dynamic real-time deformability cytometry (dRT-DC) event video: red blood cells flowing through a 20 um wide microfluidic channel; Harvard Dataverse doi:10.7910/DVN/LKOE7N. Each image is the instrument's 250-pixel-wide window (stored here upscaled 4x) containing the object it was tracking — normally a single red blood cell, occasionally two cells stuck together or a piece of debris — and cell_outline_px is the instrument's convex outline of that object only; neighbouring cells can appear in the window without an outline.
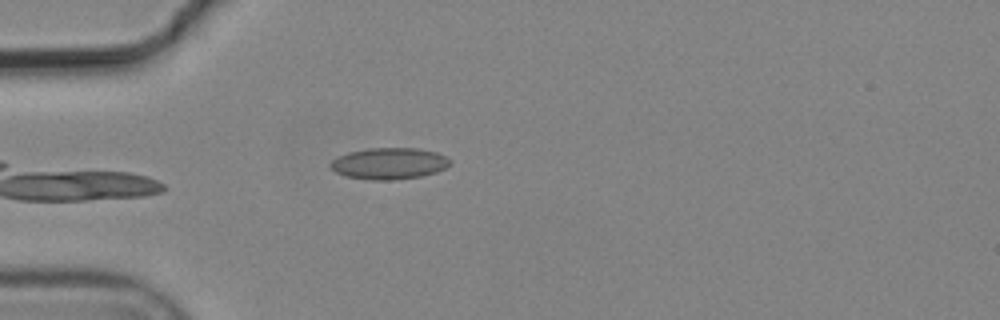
{"species": "common noctule bat (a hibernating species)", "species_latin": "Nyctalus noctula", "temperature_condition": "cold", "stored_images_in_passage": 1, "camera_frame_rate_fps": 3000, "um_per_image_px": 0.085, "animal": {"sex": "male", "body_mass_g": 19.2, "forearm_length_mm": 51.8}, "frame": {"image": 1, "passage_image": 1, "time_ms": 0.0, "image_size_px": [1000, 320], "cell_outline_px": [[452, 160], [444, 168], [436, 172], [420, 176], [392, 180], [372, 180], [344, 176], [336, 172], [328, 164], [332, 160], [348, 152], [368, 148], [416, 148], [436, 152]], "centroid_in_image_um": [33.05, 13.89], "position_along_channel_um": 52.0, "area_um2": 21.79}}